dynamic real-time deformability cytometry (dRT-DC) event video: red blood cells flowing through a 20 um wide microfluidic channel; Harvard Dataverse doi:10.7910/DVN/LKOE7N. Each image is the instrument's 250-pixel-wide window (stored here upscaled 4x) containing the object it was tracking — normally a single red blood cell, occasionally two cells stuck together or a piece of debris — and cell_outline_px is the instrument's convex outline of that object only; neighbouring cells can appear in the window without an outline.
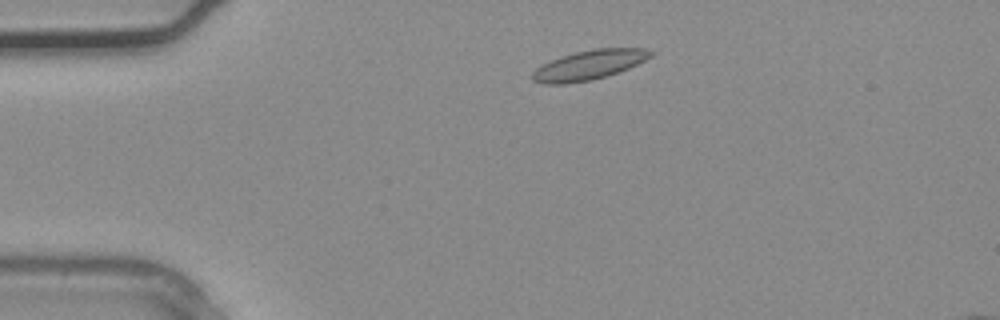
{"species": "common noctule bat (a hibernating species)", "species_latin": "Nyctalus noctula", "temperature_condition": "warm", "stored_images_in_passage": 2, "camera_frame_rate_fps": 3000, "um_per_image_px": 0.085, "animal": {"sex": "male", "body_mass_g": 20.4}, "frame": {"image": 1, "passage_image": 2, "time_ms": 0.333, "image_size_px": [1000, 320], "cell_outline_px": [[652, 56], [628, 68], [592, 80], [564, 84], [544, 84], [532, 80], [532, 72], [536, 68], [552, 60], [576, 52], [596, 48], [644, 48], [652, 52]], "centroid_in_image_um": [50.04, 5.53], "position_along_channel_um": 35.0, "area_um2": 19.94}}